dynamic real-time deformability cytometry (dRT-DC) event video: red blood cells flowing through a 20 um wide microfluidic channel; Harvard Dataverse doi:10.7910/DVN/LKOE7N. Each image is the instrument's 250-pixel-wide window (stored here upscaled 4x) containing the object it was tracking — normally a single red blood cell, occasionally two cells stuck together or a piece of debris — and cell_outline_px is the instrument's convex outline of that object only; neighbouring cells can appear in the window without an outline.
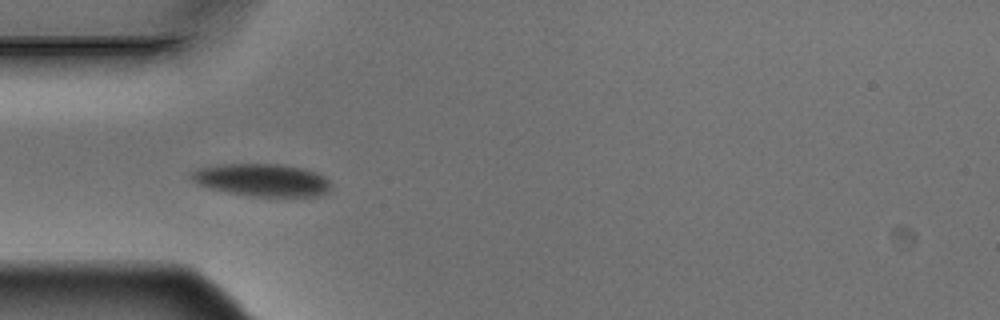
{"species": "Egyptian fruit bat (a non-hibernating species)", "species_latin": "Rousettus aegyptiacus", "temperature_condition": "warm", "stored_images_in_passage": 7, "camera_frame_rate_fps": 3000, "um_per_image_px": 0.085, "animal": {"sex": "male"}, "frame": {"image": 1, "passage_image": 5, "time_ms": 1.333, "image_size_px": [1000, 320], "cell_outline_px": [[332, 184], [328, 192], [320, 196], [248, 196], [208, 188], [196, 184], [188, 176], [188, 172], [196, 168], [220, 164], [280, 164], [304, 168], [324, 176]], "centroid_in_image_um": [22.22, 15.3], "position_along_channel_um": 62.8, "area_um2": 26.88}}
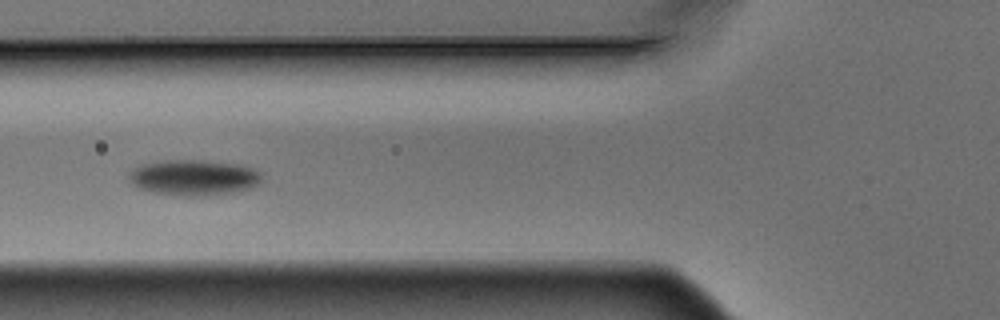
{"frame": {"image": 2, "passage_image": 6, "time_ms": 1.667, "image_size_px": [1000, 320], "cell_outline_px": [[264, 176], [260, 184], [248, 188], [232, 192], [188, 196], [184, 196], [156, 192], [140, 188], [132, 184], [128, 180], [128, 176], [140, 164], [164, 160], [204, 160], [240, 164], [264, 172]], "centroid_in_image_um": [16.52, 15.06], "position_along_channel_um": 109.3, "area_um2": 27.51}}
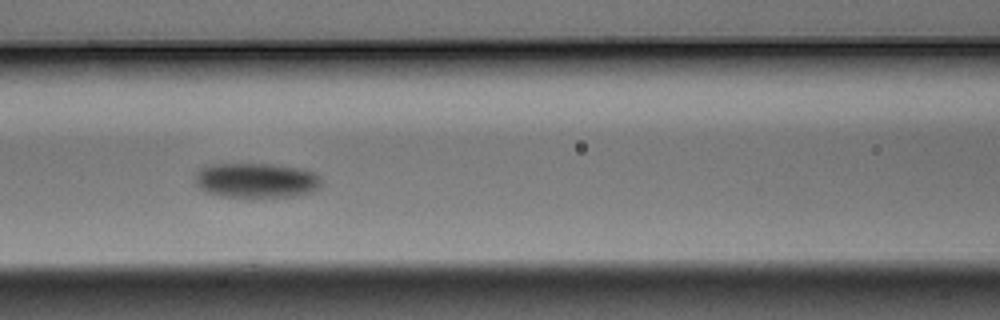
{"frame": {"image": 3, "passage_image": 7, "time_ms": 2.0, "image_size_px": [1000, 320], "cell_outline_px": [[320, 188], [312, 192], [296, 196], [224, 196], [208, 192], [200, 188], [196, 184], [196, 172], [204, 164], [272, 164], [300, 168], [312, 172], [320, 176]], "centroid_in_image_um": [21.79, 15.31], "position_along_channel_um": 144.8, "area_um2": 25.49}}